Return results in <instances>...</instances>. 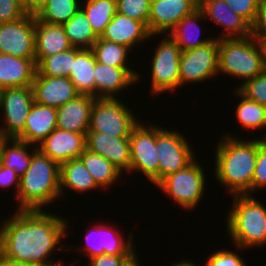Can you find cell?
Instances as JSON below:
<instances>
[{"mask_svg":"<svg viewBox=\"0 0 266 266\" xmlns=\"http://www.w3.org/2000/svg\"><path fill=\"white\" fill-rule=\"evenodd\" d=\"M43 210H17L0 228V255L8 260L36 264L50 255L65 237L67 222Z\"/></svg>","mask_w":266,"mask_h":266,"instance_id":"6da1fadb","label":"cell"},{"mask_svg":"<svg viewBox=\"0 0 266 266\" xmlns=\"http://www.w3.org/2000/svg\"><path fill=\"white\" fill-rule=\"evenodd\" d=\"M223 136L215 155V174L230 195H252L251 182L258 154V139L244 141Z\"/></svg>","mask_w":266,"mask_h":266,"instance_id":"7a4b0ae2","label":"cell"},{"mask_svg":"<svg viewBox=\"0 0 266 266\" xmlns=\"http://www.w3.org/2000/svg\"><path fill=\"white\" fill-rule=\"evenodd\" d=\"M34 147L30 166L20 178L18 210H42L61 197L60 165Z\"/></svg>","mask_w":266,"mask_h":266,"instance_id":"3957f363","label":"cell"},{"mask_svg":"<svg viewBox=\"0 0 266 266\" xmlns=\"http://www.w3.org/2000/svg\"><path fill=\"white\" fill-rule=\"evenodd\" d=\"M227 229L236 248L247 249L266 244V207L253 195H233Z\"/></svg>","mask_w":266,"mask_h":266,"instance_id":"277c9868","label":"cell"},{"mask_svg":"<svg viewBox=\"0 0 266 266\" xmlns=\"http://www.w3.org/2000/svg\"><path fill=\"white\" fill-rule=\"evenodd\" d=\"M266 69V46L254 36L219 39L218 72L244 81Z\"/></svg>","mask_w":266,"mask_h":266,"instance_id":"5b68a950","label":"cell"},{"mask_svg":"<svg viewBox=\"0 0 266 266\" xmlns=\"http://www.w3.org/2000/svg\"><path fill=\"white\" fill-rule=\"evenodd\" d=\"M118 98L94 100L88 132H99L117 138H129L133 128L140 122L133 112Z\"/></svg>","mask_w":266,"mask_h":266,"instance_id":"8992f818","label":"cell"},{"mask_svg":"<svg viewBox=\"0 0 266 266\" xmlns=\"http://www.w3.org/2000/svg\"><path fill=\"white\" fill-rule=\"evenodd\" d=\"M205 174L195 159L186 168L163 178L156 186L181 208L194 209L204 195Z\"/></svg>","mask_w":266,"mask_h":266,"instance_id":"52a82bcc","label":"cell"},{"mask_svg":"<svg viewBox=\"0 0 266 266\" xmlns=\"http://www.w3.org/2000/svg\"><path fill=\"white\" fill-rule=\"evenodd\" d=\"M164 37L156 48L151 63V92L176 91L180 87V55L181 50L176 42L169 36Z\"/></svg>","mask_w":266,"mask_h":266,"instance_id":"ba28073f","label":"cell"},{"mask_svg":"<svg viewBox=\"0 0 266 266\" xmlns=\"http://www.w3.org/2000/svg\"><path fill=\"white\" fill-rule=\"evenodd\" d=\"M130 172L141 171L154 185L159 183L156 125L138 123L130 134Z\"/></svg>","mask_w":266,"mask_h":266,"instance_id":"9c48e42d","label":"cell"},{"mask_svg":"<svg viewBox=\"0 0 266 266\" xmlns=\"http://www.w3.org/2000/svg\"><path fill=\"white\" fill-rule=\"evenodd\" d=\"M191 149L183 134L156 126L159 182L167 175L186 168L195 160Z\"/></svg>","mask_w":266,"mask_h":266,"instance_id":"30bf717a","label":"cell"},{"mask_svg":"<svg viewBox=\"0 0 266 266\" xmlns=\"http://www.w3.org/2000/svg\"><path fill=\"white\" fill-rule=\"evenodd\" d=\"M34 103L32 87H13L1 90L0 109L4 111L5 126H0L1 138H18L25 127Z\"/></svg>","mask_w":266,"mask_h":266,"instance_id":"8fae6325","label":"cell"},{"mask_svg":"<svg viewBox=\"0 0 266 266\" xmlns=\"http://www.w3.org/2000/svg\"><path fill=\"white\" fill-rule=\"evenodd\" d=\"M219 39L213 40L204 46L181 52L179 73L180 86L187 83L205 81L218 72Z\"/></svg>","mask_w":266,"mask_h":266,"instance_id":"7c38bea8","label":"cell"},{"mask_svg":"<svg viewBox=\"0 0 266 266\" xmlns=\"http://www.w3.org/2000/svg\"><path fill=\"white\" fill-rule=\"evenodd\" d=\"M0 53L35 59V15L0 23Z\"/></svg>","mask_w":266,"mask_h":266,"instance_id":"4fadbf2b","label":"cell"},{"mask_svg":"<svg viewBox=\"0 0 266 266\" xmlns=\"http://www.w3.org/2000/svg\"><path fill=\"white\" fill-rule=\"evenodd\" d=\"M95 228V229H94ZM96 238L99 239L94 242L95 234ZM103 233V234H102ZM133 235L130 232L128 239L124 240L122 234L113 228V226L104 224H95L90 232L86 235V248L83 249L84 254L92 257L100 256L103 254L107 255H137L134 251L133 246ZM93 243V244H92Z\"/></svg>","mask_w":266,"mask_h":266,"instance_id":"5bb4252c","label":"cell"},{"mask_svg":"<svg viewBox=\"0 0 266 266\" xmlns=\"http://www.w3.org/2000/svg\"><path fill=\"white\" fill-rule=\"evenodd\" d=\"M198 8V0H153L148 30L156 36L169 32L184 16Z\"/></svg>","mask_w":266,"mask_h":266,"instance_id":"9a60e30c","label":"cell"},{"mask_svg":"<svg viewBox=\"0 0 266 266\" xmlns=\"http://www.w3.org/2000/svg\"><path fill=\"white\" fill-rule=\"evenodd\" d=\"M37 149L59 165L71 159L79 158L86 150V134L54 129Z\"/></svg>","mask_w":266,"mask_h":266,"instance_id":"2e32d148","label":"cell"},{"mask_svg":"<svg viewBox=\"0 0 266 266\" xmlns=\"http://www.w3.org/2000/svg\"><path fill=\"white\" fill-rule=\"evenodd\" d=\"M32 91L34 102L59 108L80 95L68 77L43 76L35 73Z\"/></svg>","mask_w":266,"mask_h":266,"instance_id":"e0dca14e","label":"cell"},{"mask_svg":"<svg viewBox=\"0 0 266 266\" xmlns=\"http://www.w3.org/2000/svg\"><path fill=\"white\" fill-rule=\"evenodd\" d=\"M198 8L204 18L222 25L225 34L217 39L246 38L252 35L251 26L225 3L224 0H198Z\"/></svg>","mask_w":266,"mask_h":266,"instance_id":"ac0fdd59","label":"cell"},{"mask_svg":"<svg viewBox=\"0 0 266 266\" xmlns=\"http://www.w3.org/2000/svg\"><path fill=\"white\" fill-rule=\"evenodd\" d=\"M86 149L109 160L121 172H130V139L87 132Z\"/></svg>","mask_w":266,"mask_h":266,"instance_id":"d6986e66","label":"cell"},{"mask_svg":"<svg viewBox=\"0 0 266 266\" xmlns=\"http://www.w3.org/2000/svg\"><path fill=\"white\" fill-rule=\"evenodd\" d=\"M131 69L112 67L96 61L94 68L95 98H117L116 93L138 83L141 75Z\"/></svg>","mask_w":266,"mask_h":266,"instance_id":"ffe728a7","label":"cell"},{"mask_svg":"<svg viewBox=\"0 0 266 266\" xmlns=\"http://www.w3.org/2000/svg\"><path fill=\"white\" fill-rule=\"evenodd\" d=\"M152 36L154 34L149 32L144 23L116 13L100 38L124 45L131 51L138 42H146Z\"/></svg>","mask_w":266,"mask_h":266,"instance_id":"44dd1931","label":"cell"},{"mask_svg":"<svg viewBox=\"0 0 266 266\" xmlns=\"http://www.w3.org/2000/svg\"><path fill=\"white\" fill-rule=\"evenodd\" d=\"M95 99L90 95H78L75 99L57 108V128L87 134Z\"/></svg>","mask_w":266,"mask_h":266,"instance_id":"7402d4cb","label":"cell"},{"mask_svg":"<svg viewBox=\"0 0 266 266\" xmlns=\"http://www.w3.org/2000/svg\"><path fill=\"white\" fill-rule=\"evenodd\" d=\"M57 128V108L36 102L30 108L23 133L17 138L37 147Z\"/></svg>","mask_w":266,"mask_h":266,"instance_id":"603a6c76","label":"cell"},{"mask_svg":"<svg viewBox=\"0 0 266 266\" xmlns=\"http://www.w3.org/2000/svg\"><path fill=\"white\" fill-rule=\"evenodd\" d=\"M73 48L62 25L40 21L35 16L36 65L45 57Z\"/></svg>","mask_w":266,"mask_h":266,"instance_id":"cb8c5ba5","label":"cell"},{"mask_svg":"<svg viewBox=\"0 0 266 266\" xmlns=\"http://www.w3.org/2000/svg\"><path fill=\"white\" fill-rule=\"evenodd\" d=\"M36 68V59H23L0 53V89L31 87Z\"/></svg>","mask_w":266,"mask_h":266,"instance_id":"d4e9b609","label":"cell"},{"mask_svg":"<svg viewBox=\"0 0 266 266\" xmlns=\"http://www.w3.org/2000/svg\"><path fill=\"white\" fill-rule=\"evenodd\" d=\"M96 57L92 49L75 47V59L69 75L76 91L80 95L95 97L94 68Z\"/></svg>","mask_w":266,"mask_h":266,"instance_id":"484cf974","label":"cell"},{"mask_svg":"<svg viewBox=\"0 0 266 266\" xmlns=\"http://www.w3.org/2000/svg\"><path fill=\"white\" fill-rule=\"evenodd\" d=\"M202 19H205L204 15L202 11L197 8L191 14L184 16L169 32H167V35L176 42L182 52L204 46L213 40V38H198L200 35L197 36V34H201V28L197 23ZM196 32L198 33L195 35L194 33Z\"/></svg>","mask_w":266,"mask_h":266,"instance_id":"4316f807","label":"cell"},{"mask_svg":"<svg viewBox=\"0 0 266 266\" xmlns=\"http://www.w3.org/2000/svg\"><path fill=\"white\" fill-rule=\"evenodd\" d=\"M31 146L34 145L16 138H0V164L15 170L21 178L31 163Z\"/></svg>","mask_w":266,"mask_h":266,"instance_id":"83f0119b","label":"cell"},{"mask_svg":"<svg viewBox=\"0 0 266 266\" xmlns=\"http://www.w3.org/2000/svg\"><path fill=\"white\" fill-rule=\"evenodd\" d=\"M86 192L100 187L94 181L92 175L85 168L79 158L71 159L60 165V196L66 190Z\"/></svg>","mask_w":266,"mask_h":266,"instance_id":"f1b7e54d","label":"cell"},{"mask_svg":"<svg viewBox=\"0 0 266 266\" xmlns=\"http://www.w3.org/2000/svg\"><path fill=\"white\" fill-rule=\"evenodd\" d=\"M79 159L101 189H107L122 175V172L109 160L87 149L79 156Z\"/></svg>","mask_w":266,"mask_h":266,"instance_id":"f546056e","label":"cell"},{"mask_svg":"<svg viewBox=\"0 0 266 266\" xmlns=\"http://www.w3.org/2000/svg\"><path fill=\"white\" fill-rule=\"evenodd\" d=\"M62 26L73 47L92 49L98 39L92 31L86 14L81 8L68 22L63 23Z\"/></svg>","mask_w":266,"mask_h":266,"instance_id":"4dcf8cb0","label":"cell"},{"mask_svg":"<svg viewBox=\"0 0 266 266\" xmlns=\"http://www.w3.org/2000/svg\"><path fill=\"white\" fill-rule=\"evenodd\" d=\"M81 9L86 14L92 31L101 37L106 26L117 13L116 0H85Z\"/></svg>","mask_w":266,"mask_h":266,"instance_id":"1f68e13d","label":"cell"},{"mask_svg":"<svg viewBox=\"0 0 266 266\" xmlns=\"http://www.w3.org/2000/svg\"><path fill=\"white\" fill-rule=\"evenodd\" d=\"M81 3L80 0H47L36 17L49 24L62 25L76 14Z\"/></svg>","mask_w":266,"mask_h":266,"instance_id":"d6a6232c","label":"cell"},{"mask_svg":"<svg viewBox=\"0 0 266 266\" xmlns=\"http://www.w3.org/2000/svg\"><path fill=\"white\" fill-rule=\"evenodd\" d=\"M92 50L96 57V61L101 64L117 68H129L128 65H126V63H128L126 61L130 49L124 45L98 37Z\"/></svg>","mask_w":266,"mask_h":266,"instance_id":"836d02e7","label":"cell"},{"mask_svg":"<svg viewBox=\"0 0 266 266\" xmlns=\"http://www.w3.org/2000/svg\"><path fill=\"white\" fill-rule=\"evenodd\" d=\"M236 96L240 98V103L236 108V115L238 121L242 124L244 129H266V121L264 115V106L258 102L252 101L242 95L237 89Z\"/></svg>","mask_w":266,"mask_h":266,"instance_id":"e575fe53","label":"cell"},{"mask_svg":"<svg viewBox=\"0 0 266 266\" xmlns=\"http://www.w3.org/2000/svg\"><path fill=\"white\" fill-rule=\"evenodd\" d=\"M74 59L75 47L43 58L36 65L37 72L43 76L69 77Z\"/></svg>","mask_w":266,"mask_h":266,"instance_id":"d590c367","label":"cell"},{"mask_svg":"<svg viewBox=\"0 0 266 266\" xmlns=\"http://www.w3.org/2000/svg\"><path fill=\"white\" fill-rule=\"evenodd\" d=\"M151 0H116L117 13L133 18L148 27Z\"/></svg>","mask_w":266,"mask_h":266,"instance_id":"8d00e7d4","label":"cell"},{"mask_svg":"<svg viewBox=\"0 0 266 266\" xmlns=\"http://www.w3.org/2000/svg\"><path fill=\"white\" fill-rule=\"evenodd\" d=\"M236 88L246 98L258 102L259 104H266V69L249 79Z\"/></svg>","mask_w":266,"mask_h":266,"instance_id":"74e56055","label":"cell"},{"mask_svg":"<svg viewBox=\"0 0 266 266\" xmlns=\"http://www.w3.org/2000/svg\"><path fill=\"white\" fill-rule=\"evenodd\" d=\"M266 187V137L258 139V154L251 182V193Z\"/></svg>","mask_w":266,"mask_h":266,"instance_id":"f35d334b","label":"cell"},{"mask_svg":"<svg viewBox=\"0 0 266 266\" xmlns=\"http://www.w3.org/2000/svg\"><path fill=\"white\" fill-rule=\"evenodd\" d=\"M225 3L241 16L250 26L255 21L259 0H224Z\"/></svg>","mask_w":266,"mask_h":266,"instance_id":"ab89813d","label":"cell"},{"mask_svg":"<svg viewBox=\"0 0 266 266\" xmlns=\"http://www.w3.org/2000/svg\"><path fill=\"white\" fill-rule=\"evenodd\" d=\"M242 259L233 251L219 250L208 257L204 266H246Z\"/></svg>","mask_w":266,"mask_h":266,"instance_id":"60d3db41","label":"cell"},{"mask_svg":"<svg viewBox=\"0 0 266 266\" xmlns=\"http://www.w3.org/2000/svg\"><path fill=\"white\" fill-rule=\"evenodd\" d=\"M25 15L20 1L0 0V23L15 21Z\"/></svg>","mask_w":266,"mask_h":266,"instance_id":"b9f144b4","label":"cell"},{"mask_svg":"<svg viewBox=\"0 0 266 266\" xmlns=\"http://www.w3.org/2000/svg\"><path fill=\"white\" fill-rule=\"evenodd\" d=\"M251 30L252 36L266 46V0H259L257 15Z\"/></svg>","mask_w":266,"mask_h":266,"instance_id":"7bdbcfd3","label":"cell"},{"mask_svg":"<svg viewBox=\"0 0 266 266\" xmlns=\"http://www.w3.org/2000/svg\"><path fill=\"white\" fill-rule=\"evenodd\" d=\"M137 255H107L92 257L88 266H127Z\"/></svg>","mask_w":266,"mask_h":266,"instance_id":"ee69618b","label":"cell"},{"mask_svg":"<svg viewBox=\"0 0 266 266\" xmlns=\"http://www.w3.org/2000/svg\"><path fill=\"white\" fill-rule=\"evenodd\" d=\"M19 183L20 177L17 175L15 170L0 164V187L7 188L10 186H15L17 192L15 196H17Z\"/></svg>","mask_w":266,"mask_h":266,"instance_id":"f6af8a7d","label":"cell"},{"mask_svg":"<svg viewBox=\"0 0 266 266\" xmlns=\"http://www.w3.org/2000/svg\"><path fill=\"white\" fill-rule=\"evenodd\" d=\"M47 0H23L22 8L26 14L37 15L45 6Z\"/></svg>","mask_w":266,"mask_h":266,"instance_id":"bcb514c9","label":"cell"},{"mask_svg":"<svg viewBox=\"0 0 266 266\" xmlns=\"http://www.w3.org/2000/svg\"><path fill=\"white\" fill-rule=\"evenodd\" d=\"M0 266H29V264L14 262L0 255Z\"/></svg>","mask_w":266,"mask_h":266,"instance_id":"7dc6e473","label":"cell"},{"mask_svg":"<svg viewBox=\"0 0 266 266\" xmlns=\"http://www.w3.org/2000/svg\"><path fill=\"white\" fill-rule=\"evenodd\" d=\"M63 262L59 261V262H54L53 260L52 261H48V262H45V263H36V264H29V266H65V265H62Z\"/></svg>","mask_w":266,"mask_h":266,"instance_id":"c3c4849f","label":"cell"},{"mask_svg":"<svg viewBox=\"0 0 266 266\" xmlns=\"http://www.w3.org/2000/svg\"><path fill=\"white\" fill-rule=\"evenodd\" d=\"M171 266H196L195 263H193L192 261H188V260H184V261H181V262H178V263H174L173 265Z\"/></svg>","mask_w":266,"mask_h":266,"instance_id":"681fc988","label":"cell"},{"mask_svg":"<svg viewBox=\"0 0 266 266\" xmlns=\"http://www.w3.org/2000/svg\"><path fill=\"white\" fill-rule=\"evenodd\" d=\"M264 106V115H265V121H266V104ZM266 137V136H265Z\"/></svg>","mask_w":266,"mask_h":266,"instance_id":"f907efd6","label":"cell"}]
</instances>
